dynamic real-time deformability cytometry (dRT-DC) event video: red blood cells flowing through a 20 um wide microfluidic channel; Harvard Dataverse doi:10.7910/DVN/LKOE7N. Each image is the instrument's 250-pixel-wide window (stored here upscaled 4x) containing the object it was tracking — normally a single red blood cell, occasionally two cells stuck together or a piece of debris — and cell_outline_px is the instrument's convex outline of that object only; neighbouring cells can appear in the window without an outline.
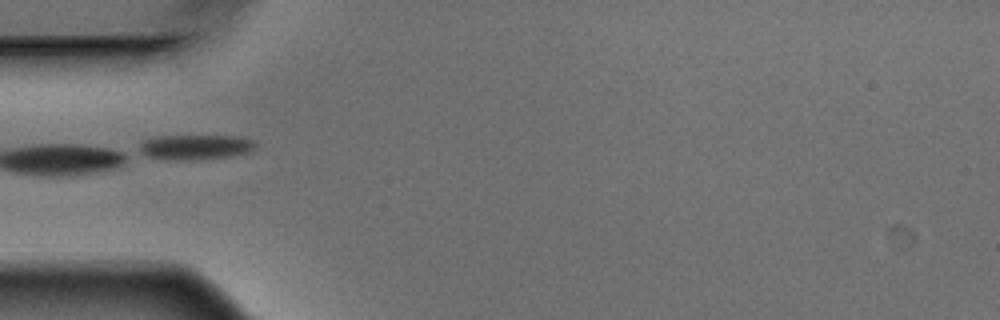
{"species": "Egyptian fruit bat (a non-hibernating species)", "species_latin": "Rousettus aegyptiacus", "temperature_condition": "warm", "stored_images_in_passage": 7, "camera_frame_rate_fps": 3000, "um_per_image_px": 0.085, "animal": {"sex": "male"}, "frame": {"image": 1, "passage_image": 5, "time_ms": 1.333, "image_size_px": [1000, 320], "cell_outline_px": [[256, 148], [252, 152], [232, 156], [196, 160], [168, 160], [148, 156], [140, 152], [140, 144], [144, 140], [160, 136], [236, 136], [252, 140], [256, 144]], "centroid_in_image_um": [16.65, 12.51], "position_along_channel_um": 68.3, "area_um2": 16.99}}
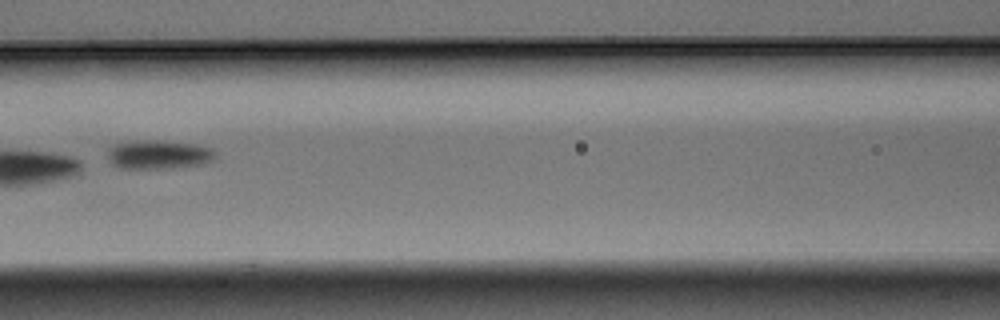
{"frame": {"image": 2, "passage_image": 7, "time_ms": 2.0, "image_size_px": [1000, 320], "cell_outline_px": [[216, 160], [204, 164], [172, 168], [120, 168], [112, 164], [108, 156], [108, 152], [116, 144], [148, 140], [192, 144], [212, 148], [216, 152]], "centroid_in_image_um": [13.57, 13.16], "position_along_channel_um": 153.0, "area_um2": 17.8}}